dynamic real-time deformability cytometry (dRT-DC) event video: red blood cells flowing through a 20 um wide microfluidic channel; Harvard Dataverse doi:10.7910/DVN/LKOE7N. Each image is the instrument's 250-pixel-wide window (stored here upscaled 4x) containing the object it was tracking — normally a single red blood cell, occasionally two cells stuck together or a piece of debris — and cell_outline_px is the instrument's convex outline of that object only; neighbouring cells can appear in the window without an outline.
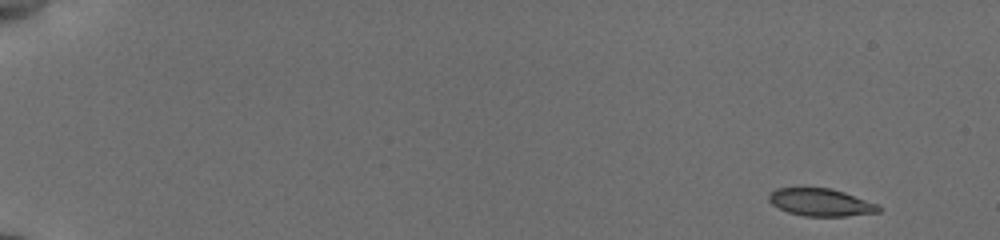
{"species": "common noctule bat (a hibernating species)", "species_latin": "Nyctalus noctula", "temperature_condition": "cold", "stored_images_in_passage": 52, "camera_frame_rate_fps": 3000, "um_per_image_px": 0.085, "animal": {"sex": "female", "body_mass_g": 19.5, "forearm_length_mm": 54.1}, "frame": {"image": 1, "passage_image": 1, "time_ms": 0.0, "image_size_px": [1000, 240], "cell_outline_px": [[880, 212], [844, 216], [804, 216], [788, 212], [772, 204], [768, 200], [768, 196], [776, 188], [828, 188], [844, 192], [876, 204], [880, 208]], "centroid_in_image_um": [69.74, 17.2], "position_along_channel_um": 15.3, "area_um2": 17.28}}
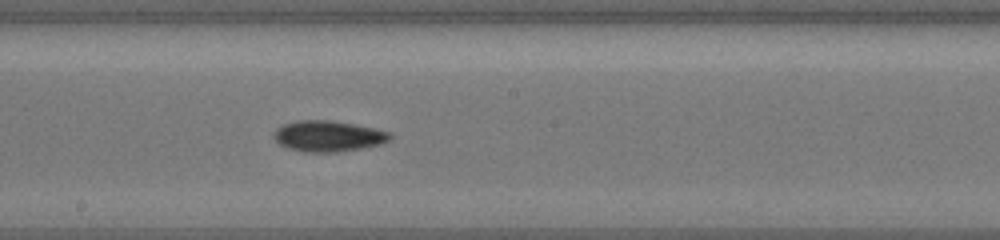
{"frame": {"image": 2, "passage_image": 30, "time_ms": 9.667, "image_size_px": [1000, 240], "cell_outline_px": [[392, 136], [388, 140], [380, 144], [364, 148], [340, 152], [304, 152], [288, 148], [280, 144], [272, 136], [276, 128], [284, 124], [296, 120], [328, 120], [352, 124], [372, 128], [388, 132]], "centroid_in_image_um": [27.85, 11.58], "position_along_channel_um": 220.3, "area_um2": 20.81}}
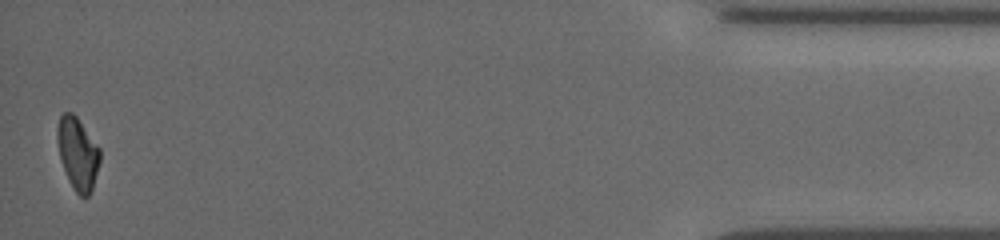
{"frame": {"image": 3, "passage_image": 52, "time_ms": 17.0, "image_size_px": [1000, 240], "cell_outline_px": [[100, 160], [92, 188], [88, 196], [84, 200], [72, 188], [68, 180], [60, 156], [56, 136], [56, 128], [60, 116], [64, 112], [72, 112], [76, 116], [100, 148]], "centroid_in_image_um": [6.6, 13.05], "position_along_channel_um": 428.6, "area_um2": 17.92}, "authors_computed_cell_mechanics": {"area_um2": 18.7272, "velocity_mm_per_s": 3.8298, "shape_relaxation_time_tau1_ms": 4.3184, "shape_relaxation_time_tau2_ms": null, "deformation_change_tau1": 0.1259, "deformation_change_tau2": null}}